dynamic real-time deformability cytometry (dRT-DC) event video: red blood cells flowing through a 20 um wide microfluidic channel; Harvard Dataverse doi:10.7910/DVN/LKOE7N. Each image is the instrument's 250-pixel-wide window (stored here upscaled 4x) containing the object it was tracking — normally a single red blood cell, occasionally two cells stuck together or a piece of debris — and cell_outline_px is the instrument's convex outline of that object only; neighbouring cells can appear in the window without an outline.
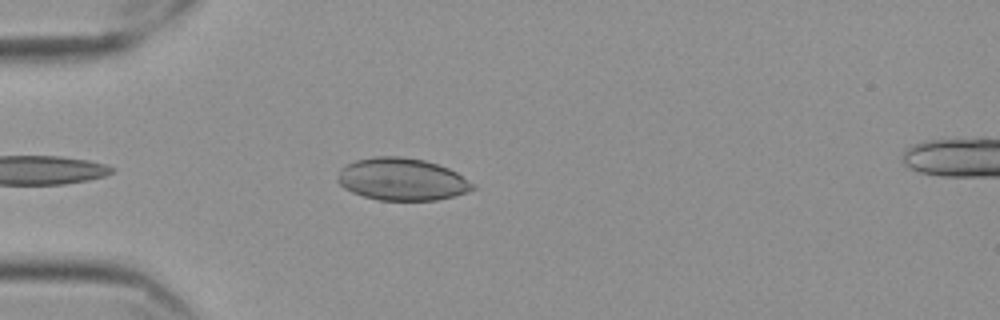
{"species": "Egyptian fruit bat (a non-hibernating species)", "species_latin": "Rousettus aegyptiacus", "temperature_condition": "cold", "stored_images_in_passage": 31, "camera_frame_rate_fps": 3000, "um_per_image_px": 0.085, "frame": {"image": 1, "passage_image": 5, "time_ms": 1.333, "image_size_px": [1000, 320], "cell_outline_px": [[476, 188], [468, 192], [436, 200], [380, 200], [364, 196], [352, 192], [344, 188], [336, 180], [336, 176], [340, 168], [356, 160], [372, 156], [400, 156], [424, 160], [448, 168], [456, 172], [472, 184]], "centroid_in_image_um": [34.12, 15.23], "position_along_channel_um": 50.9, "area_um2": 33.18}}
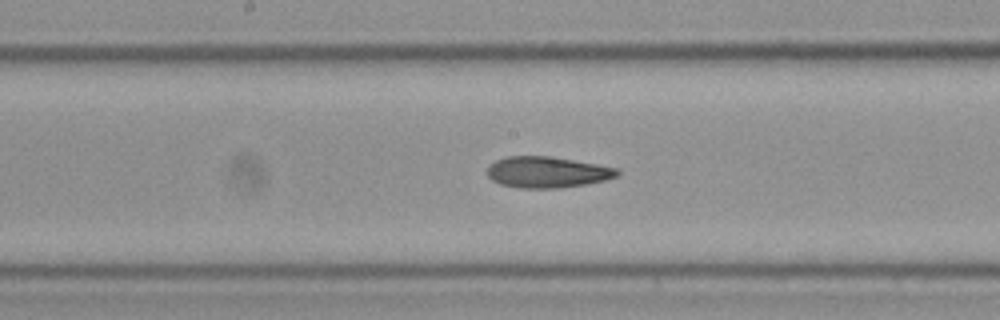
{"frame": {"image": 2, "passage_image": 15, "time_ms": 4.667, "image_size_px": [1000, 320], "cell_outline_px": [[620, 172], [616, 176], [604, 180], [584, 184], [560, 188], [520, 188], [500, 184], [492, 180], [488, 176], [488, 164], [496, 160], [508, 156], [548, 156], [596, 164], [616, 168]], "centroid_in_image_um": [46.46, 14.63], "position_along_channel_um": 201.7, "area_um2": 23.35}}
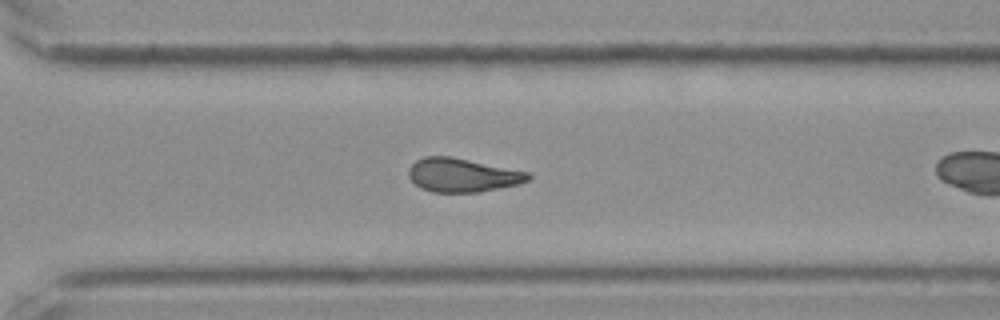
{"frame": {"image": 3, "passage_image": 26, "time_ms": 8.333, "image_size_px": [1000, 320], "cell_outline_px": [[532, 176], [528, 180], [520, 184], [476, 192], [432, 192], [420, 188], [408, 176], [408, 168], [416, 160], [424, 156], [452, 156], [528, 172]], "centroid_in_image_um": [39.28, 14.88], "position_along_channel_um": 331.3, "area_um2": 23.47}}